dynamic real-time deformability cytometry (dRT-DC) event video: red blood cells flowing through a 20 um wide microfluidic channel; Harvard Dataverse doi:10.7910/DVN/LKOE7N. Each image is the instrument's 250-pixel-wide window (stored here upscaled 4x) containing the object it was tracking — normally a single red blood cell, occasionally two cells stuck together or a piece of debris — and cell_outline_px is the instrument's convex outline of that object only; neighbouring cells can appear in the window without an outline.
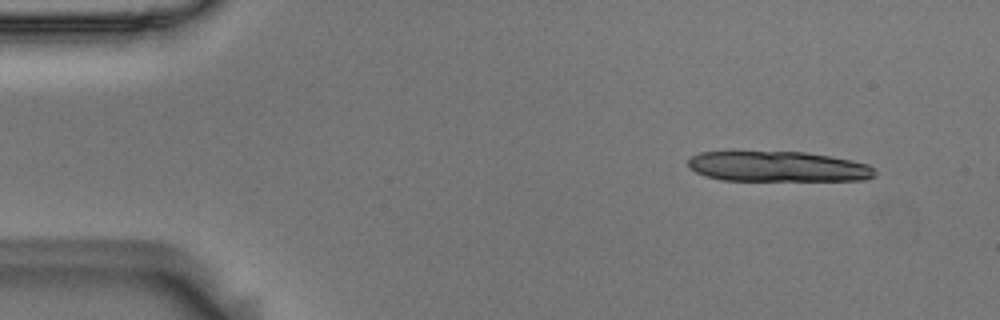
{"species": "Egyptian fruit bat (a non-hibernating species)", "species_latin": "Rousettus aegyptiacus", "temperature_condition": "room temperature", "stored_images_in_passage": 7, "camera_frame_rate_fps": 3000, "um_per_image_px": 0.085, "animal": {"sex": "male"}, "frame": {"image": 1, "passage_image": 1, "time_ms": 0.0, "image_size_px": [1000, 320], "cell_outline_px": [[876, 176], [864, 180], [720, 180], [704, 176], [688, 168], [688, 160], [692, 156], [700, 152], [736, 148], [804, 152], [832, 156], [852, 160], [868, 164], [876, 172]], "centroid_in_image_um": [66.01, 14.1], "position_along_channel_um": 19.0, "area_um2": 34.56}}
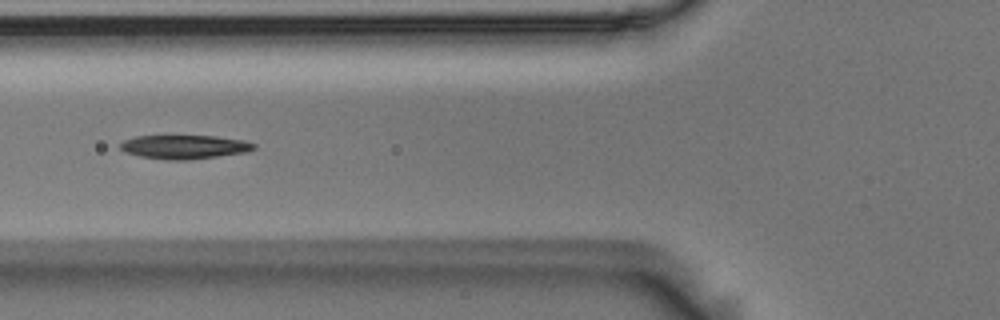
{"frame": {"image": 2, "passage_image": 5, "time_ms": 1.333, "image_size_px": [1000, 320], "cell_outline_px": [[256, 148], [248, 152], [188, 160], [164, 160], [140, 156], [124, 152], [120, 148], [120, 144], [124, 140], [136, 136], [216, 136], [244, 140], [256, 144]], "centroid_in_image_um": [15.69, 12.49], "position_along_channel_um": 110.1, "area_um2": 18.67}}
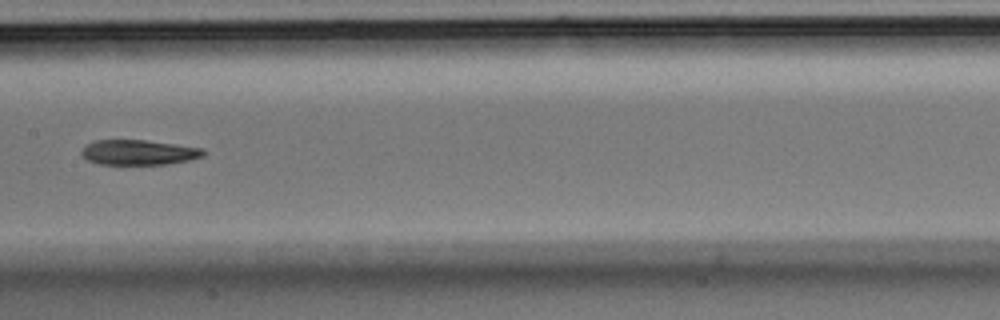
{"frame": {"image": 3, "passage_image": 7, "time_ms": 2.0, "image_size_px": [1000, 320], "cell_outline_px": [[204, 156], [188, 160], [164, 164], [100, 164], [88, 160], [80, 152], [88, 144], [96, 140], [148, 140], [204, 148]], "centroid_in_image_um": [11.82, 12.94], "position_along_channel_um": 195.6, "area_um2": 17.63}}